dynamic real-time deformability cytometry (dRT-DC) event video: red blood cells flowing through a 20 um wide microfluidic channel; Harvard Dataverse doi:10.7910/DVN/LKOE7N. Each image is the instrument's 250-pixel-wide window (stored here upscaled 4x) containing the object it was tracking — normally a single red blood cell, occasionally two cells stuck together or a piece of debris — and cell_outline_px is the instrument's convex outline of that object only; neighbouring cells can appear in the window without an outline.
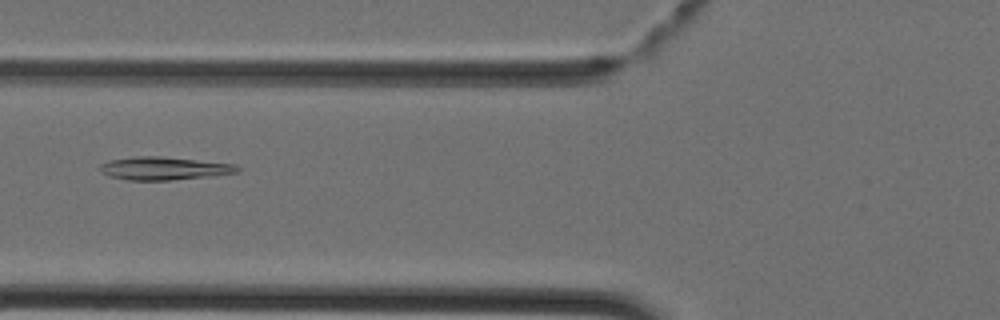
{"species": "Egyptian fruit bat (a non-hibernating species)", "species_latin": "Rousettus aegyptiacus", "temperature_condition": "cold", "stored_images_in_passage": 43, "camera_frame_rate_fps": 3000, "um_per_image_px": 0.085, "animal": {"sex": "female"}, "frame": {"image": 1, "passage_image": 16, "time_ms": 5.0, "image_size_px": [1000, 320], "cell_outline_px": [[240, 168], [236, 172], [216, 176], [172, 180], [128, 180], [108, 176], [100, 172], [100, 164], [108, 160], [136, 156], [160, 156], [236, 164]], "centroid_in_image_um": [13.93, 14.31], "position_along_channel_um": 111.9, "area_um2": 18.61}}
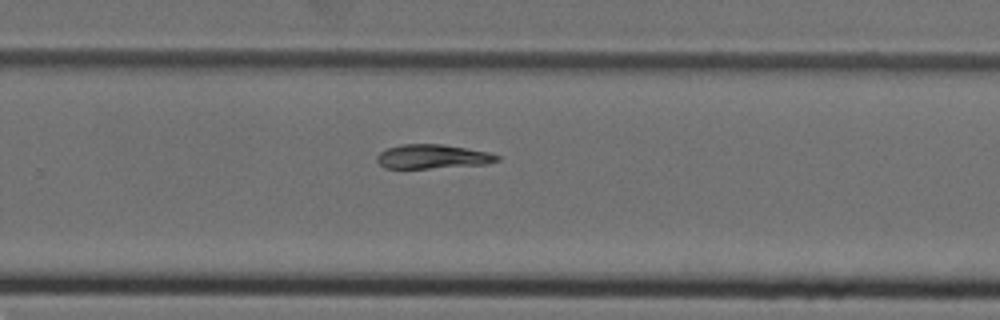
{"frame": {"image": 2, "passage_image": 28, "time_ms": 9.0, "image_size_px": [1000, 320], "cell_outline_px": [[500, 160], [488, 164], [428, 168], [384, 168], [376, 160], [376, 156], [380, 152], [388, 148], [400, 144], [440, 144], [488, 152], [500, 156]], "centroid_in_image_um": [36.76, 13.31], "position_along_channel_um": 293.0, "area_um2": 16.82}}
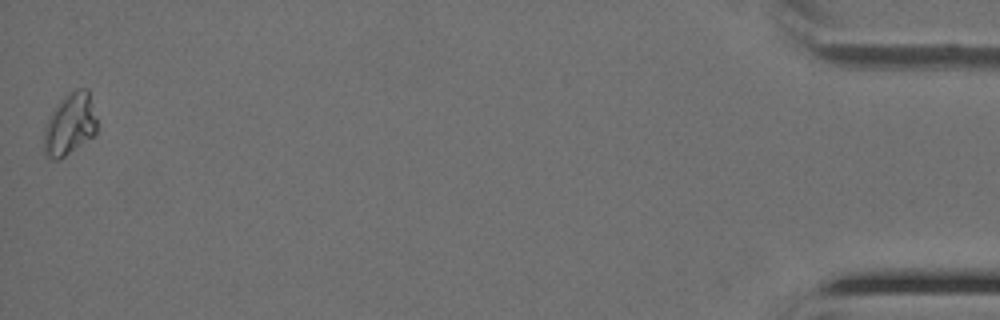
{"frame": {"image": 3, "passage_image": 43, "time_ms": 14.0, "image_size_px": [1000, 320], "cell_outline_px": [[96, 132], [92, 136], [60, 160], [56, 160], [44, 156], [44, 128], [48, 116], [56, 104], [68, 92], [76, 88], [88, 88], [96, 120]], "centroid_in_image_um": [5.9, 10.55], "position_along_channel_um": 429.3, "area_um2": 19.19}}